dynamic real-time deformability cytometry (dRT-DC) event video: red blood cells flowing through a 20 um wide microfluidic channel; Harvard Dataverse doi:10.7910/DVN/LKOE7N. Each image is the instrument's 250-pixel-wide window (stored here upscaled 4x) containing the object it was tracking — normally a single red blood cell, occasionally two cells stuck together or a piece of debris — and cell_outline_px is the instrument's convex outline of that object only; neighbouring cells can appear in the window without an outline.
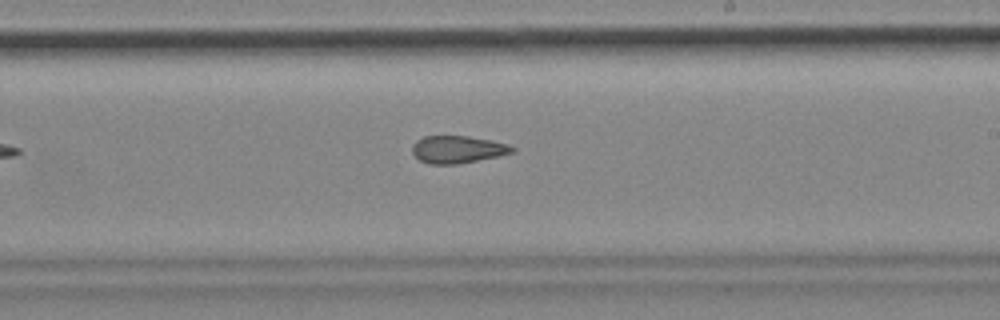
{"species": "common noctule bat (a hibernating species)", "species_latin": "Nyctalus noctula", "temperature_condition": "cold", "stored_images_in_passage": 9, "camera_frame_rate_fps": 3000, "um_per_image_px": 0.085, "animal": {"sex": "female", "body_mass_g": 18.4}, "frame": {"image": 1, "passage_image": 9, "time_ms": 2.667, "image_size_px": [1000, 320], "cell_outline_px": [[516, 152], [456, 164], [428, 164], [420, 160], [412, 152], [412, 144], [416, 140], [424, 136], [468, 136], [492, 140], [508, 144], [516, 148]], "centroid_in_image_um": [38.89, 12.69], "position_along_channel_um": 250.1, "area_um2": 15.95}}